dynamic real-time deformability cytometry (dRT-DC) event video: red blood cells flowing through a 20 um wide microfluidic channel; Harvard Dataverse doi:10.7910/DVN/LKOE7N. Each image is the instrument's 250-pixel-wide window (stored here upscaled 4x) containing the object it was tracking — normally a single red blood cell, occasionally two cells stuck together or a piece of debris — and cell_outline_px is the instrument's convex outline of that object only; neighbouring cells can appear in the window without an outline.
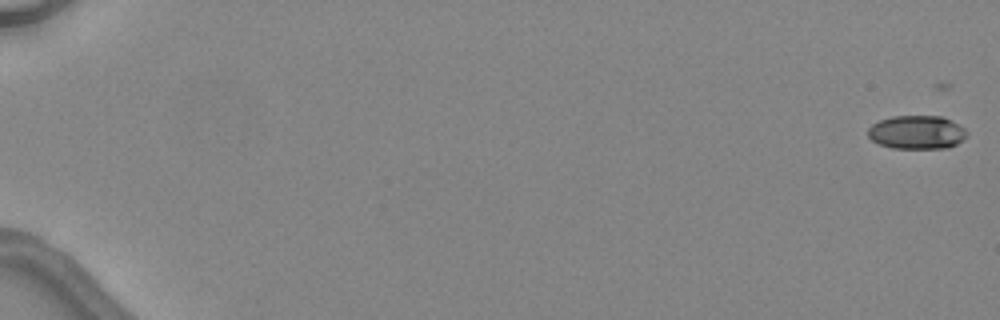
{"species": "common noctule bat (a hibernating species)", "species_latin": "Nyctalus noctula", "temperature_condition": "warm", "stored_images_in_passage": 7, "camera_frame_rate_fps": 3000, "um_per_image_px": 0.085, "animal": {"sex": "female", "body_mass_g": 24.6, "forearm_length_mm": 56.2}, "frame": {"image": 1, "passage_image": 1, "time_ms": 0.0, "image_size_px": [1000, 320], "cell_outline_px": [[968, 136], [956, 144], [948, 148], [892, 148], [880, 144], [872, 140], [868, 136], [868, 128], [872, 124], [880, 120], [892, 116], [944, 116], [960, 124], [968, 132]], "centroid_in_image_um": [77.96, 11.23], "position_along_channel_um": 7.0, "area_um2": 19.54}}
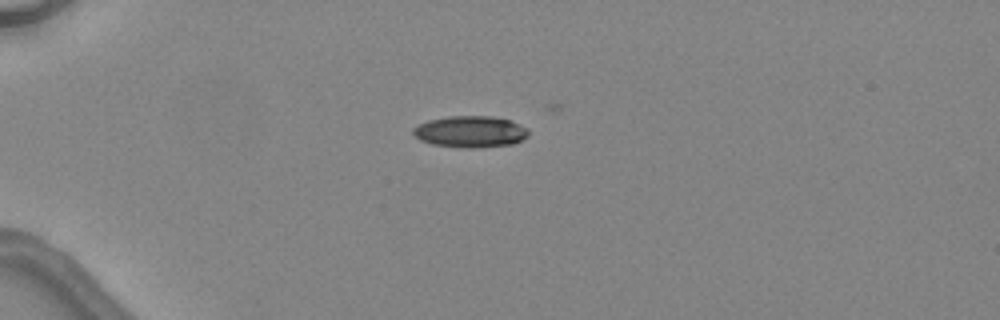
{"frame": {"image": 2, "passage_image": 4, "time_ms": 4.667, "image_size_px": [1000, 320], "cell_outline_px": [[528, 136], [512, 144], [476, 148], [460, 148], [432, 144], [420, 140], [412, 132], [412, 128], [428, 120], [448, 116], [492, 116], [512, 120], [528, 128]], "centroid_in_image_um": [39.99, 11.19], "position_along_channel_um": 45.0, "area_um2": 21.33}}